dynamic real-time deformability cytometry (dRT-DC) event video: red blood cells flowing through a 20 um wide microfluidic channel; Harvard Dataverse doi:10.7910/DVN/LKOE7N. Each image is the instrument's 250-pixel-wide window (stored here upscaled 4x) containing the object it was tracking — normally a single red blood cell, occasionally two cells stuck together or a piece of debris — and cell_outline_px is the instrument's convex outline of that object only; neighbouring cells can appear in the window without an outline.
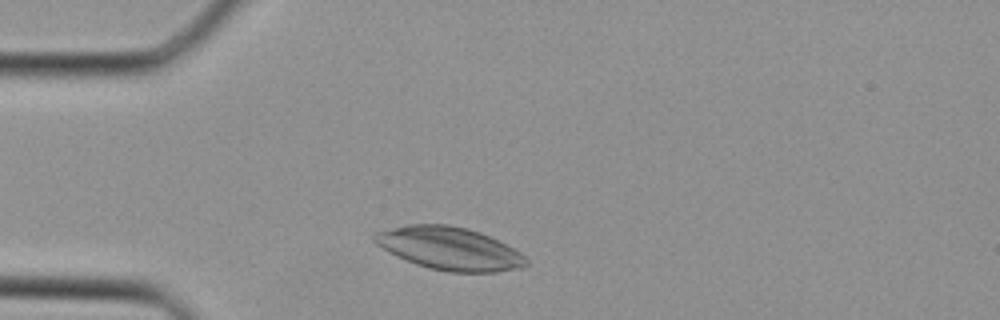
{"species": "Egyptian fruit bat (a non-hibernating species)", "species_latin": "Rousettus aegyptiacus", "temperature_condition": "cold", "stored_images_in_passage": 28, "camera_frame_rate_fps": 3000, "um_per_image_px": 0.085, "animal": {"sex": "female"}, "frame": {"image": 1, "passage_image": 2, "time_ms": 0.333, "image_size_px": [1000, 320], "cell_outline_px": [[528, 264], [520, 268], [496, 272], [448, 272], [416, 264], [396, 256], [388, 252], [376, 244], [372, 240], [372, 236], [376, 232], [408, 224], [448, 224], [468, 228], [480, 232], [520, 252], [528, 260]], "centroid_in_image_um": [38.18, 21.12], "position_along_channel_um": 46.8, "area_um2": 37.69}}
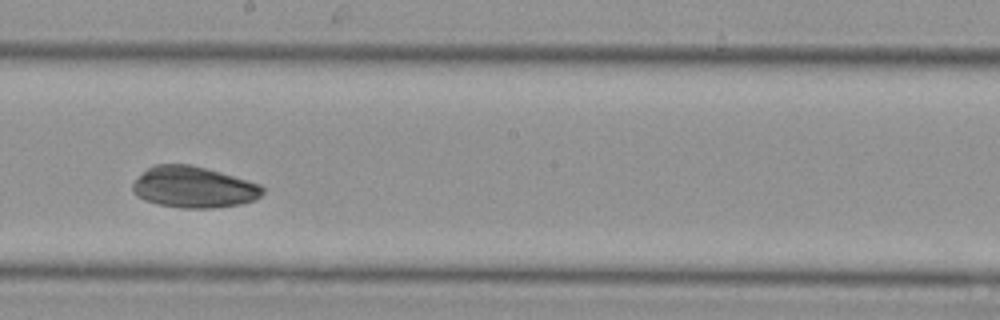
{"frame": {"image": 2, "passage_image": 14, "time_ms": 4.333, "image_size_px": [1000, 320], "cell_outline_px": [[264, 192], [256, 200], [240, 204], [212, 208], [184, 208], [160, 204], [144, 200], [136, 196], [132, 188], [132, 184], [152, 164], [192, 164], [220, 172], [260, 184], [264, 188]], "centroid_in_image_um": [16.47, 15.91], "position_along_channel_um": 231.7, "area_um2": 31.15}}
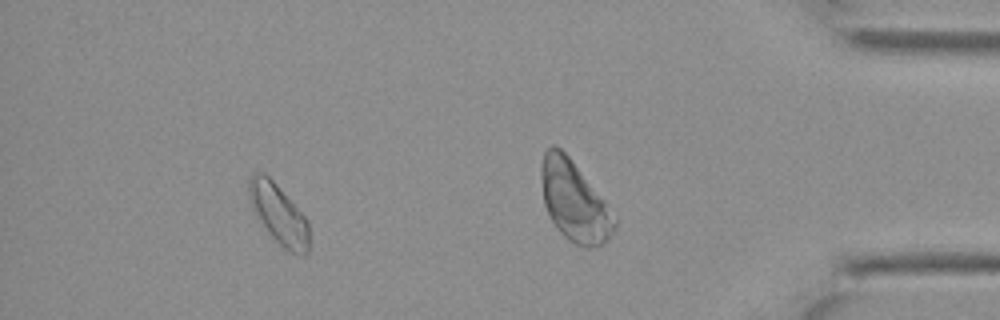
{"frame": {"image": 3, "passage_image": 24, "time_ms": 7.667, "image_size_px": [1000, 320], "cell_outline_px": [[308, 252], [304, 256], [300, 256], [288, 252], [268, 232], [256, 216], [252, 208], [248, 196], [248, 180], [252, 172], [264, 172], [276, 184], [308, 220]], "centroid_in_image_um": [23.66, 18.2], "position_along_channel_um": 411.5, "area_um2": 20.98}}